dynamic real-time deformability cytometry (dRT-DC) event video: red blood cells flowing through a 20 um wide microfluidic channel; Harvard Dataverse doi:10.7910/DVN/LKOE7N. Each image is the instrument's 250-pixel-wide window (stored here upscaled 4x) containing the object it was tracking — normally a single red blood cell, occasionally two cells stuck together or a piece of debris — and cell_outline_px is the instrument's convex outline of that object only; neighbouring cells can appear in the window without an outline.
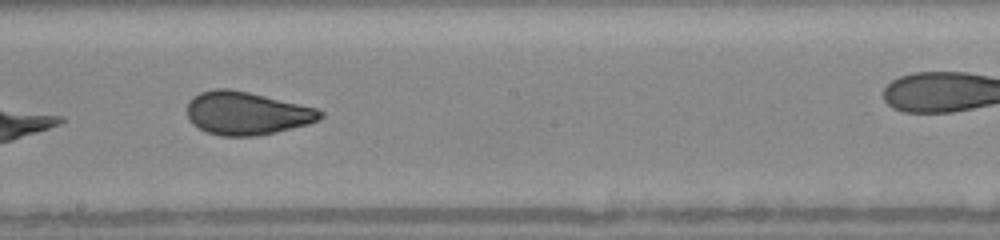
{"species": "human", "species_latin": "Homo sapiens", "temperature_condition": "warm", "stored_images_in_passage": 17, "camera_frame_rate_fps": 3000, "um_per_image_px": 0.085, "donor": {"sex": "female"}, "frame": {"image": 1, "passage_image": 12, "time_ms": 8.667, "image_size_px": [1000, 240], "cell_outline_px": [[324, 116], [320, 120], [308, 124], [276, 132], [256, 136], [220, 136], [204, 132], [192, 124], [188, 120], [188, 100], [192, 96], [200, 92], [216, 88], [232, 88], [316, 108], [324, 112]], "centroid_in_image_um": [20.94, 9.63], "position_along_channel_um": 227.3, "area_um2": 33.76}}